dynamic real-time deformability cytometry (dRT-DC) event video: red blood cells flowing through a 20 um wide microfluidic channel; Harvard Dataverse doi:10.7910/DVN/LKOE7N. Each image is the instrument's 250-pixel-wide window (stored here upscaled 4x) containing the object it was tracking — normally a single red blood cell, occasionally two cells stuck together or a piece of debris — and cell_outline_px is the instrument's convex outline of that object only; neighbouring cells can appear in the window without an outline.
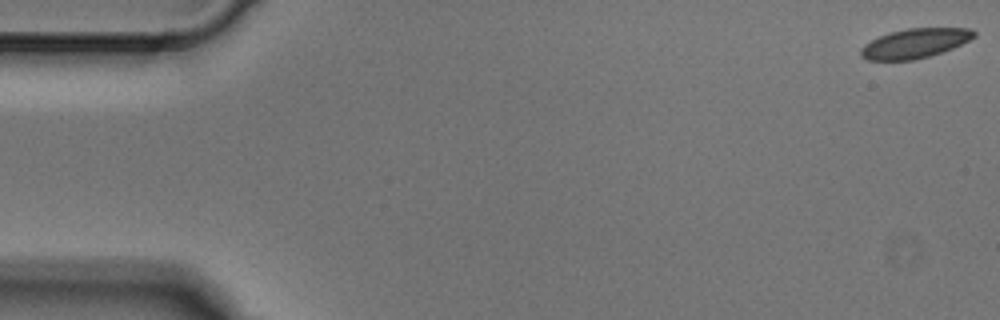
{"species": "Egyptian fruit bat (a non-hibernating species)", "species_latin": "Rousettus aegyptiacus", "temperature_condition": "cold", "stored_images_in_passage": 5, "camera_frame_rate_fps": 3000, "um_per_image_px": 0.085, "animal": {"sex": "male"}, "frame": {"image": 1, "passage_image": 1, "time_ms": 0.0, "image_size_px": [1000, 320], "cell_outline_px": [[976, 36], [952, 48], [928, 56], [912, 60], [868, 60], [860, 56], [860, 48], [864, 44], [880, 36], [892, 32], [908, 28], [968, 28], [976, 32]], "centroid_in_image_um": [77.74, 3.68], "position_along_channel_um": 7.3, "area_um2": 19.19}}
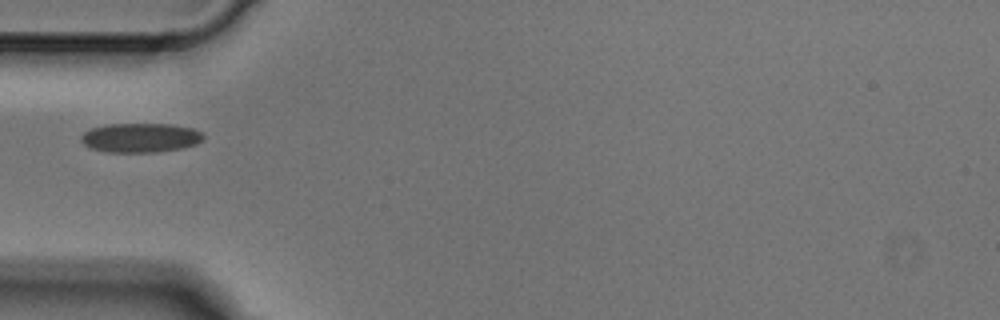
{"frame": {"image": 2, "passage_image": 4, "time_ms": 1.0, "image_size_px": [1000, 320], "cell_outline_px": [[204, 136], [196, 144], [184, 148], [156, 152], [108, 152], [92, 148], [84, 144], [80, 140], [80, 136], [84, 132], [92, 128], [108, 124], [172, 124], [192, 128], [200, 132]], "centroid_in_image_um": [11.93, 11.7], "position_along_channel_um": 73.1, "area_um2": 20.81}}
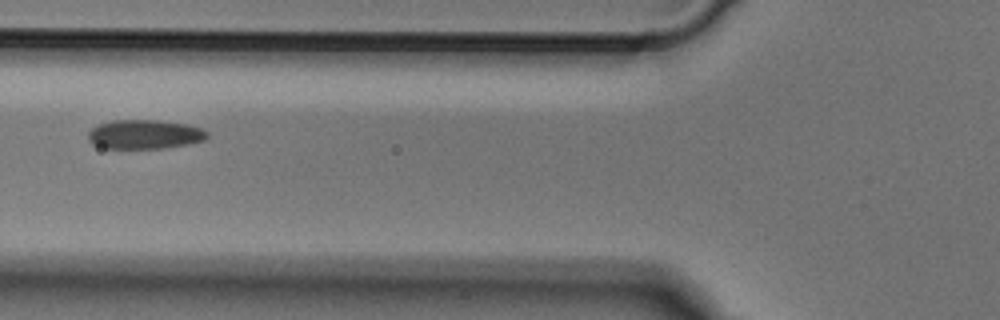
{"frame": {"image": 3, "passage_image": 5, "time_ms": 1.333, "image_size_px": [1000, 320], "cell_outline_px": [[208, 136], [204, 140], [188, 144], [164, 148], [104, 148], [92, 144], [88, 140], [88, 132], [96, 124], [112, 120], [156, 120], [188, 124], [204, 128], [208, 132]], "centroid_in_image_um": [12.29, 11.41], "position_along_channel_um": 113.5, "area_um2": 20.46}}